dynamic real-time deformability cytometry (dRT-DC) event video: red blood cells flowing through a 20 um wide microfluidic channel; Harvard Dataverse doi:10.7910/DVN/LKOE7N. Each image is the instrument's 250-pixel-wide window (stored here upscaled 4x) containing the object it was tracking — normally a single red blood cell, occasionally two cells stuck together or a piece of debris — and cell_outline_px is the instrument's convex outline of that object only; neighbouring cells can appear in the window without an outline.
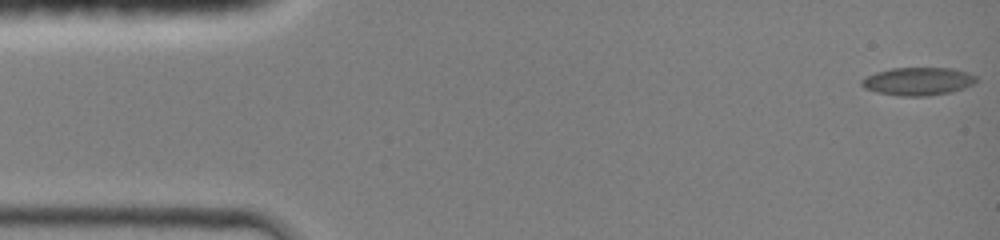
{"species": "common noctule bat (a hibernating species)", "species_latin": "Nyctalus noctula", "temperature_condition": "room temperature", "stored_images_in_passage": 13, "camera_frame_rate_fps": 3000, "um_per_image_px": 0.085, "animal": {"sex": "female", "body_mass_g": 19.0, "forearm_length_mm": 51.5}, "frame": {"image": 1, "passage_image": 1, "time_ms": 0.0, "image_size_px": [1000, 240], "cell_outline_px": [[976, 84], [952, 92], [928, 96], [900, 96], [876, 92], [864, 88], [860, 84], [860, 80], [876, 72], [892, 68], [948, 68], [964, 72], [976, 76]], "centroid_in_image_um": [78.02, 6.92], "position_along_channel_um": 7.0, "area_um2": 18.67}}
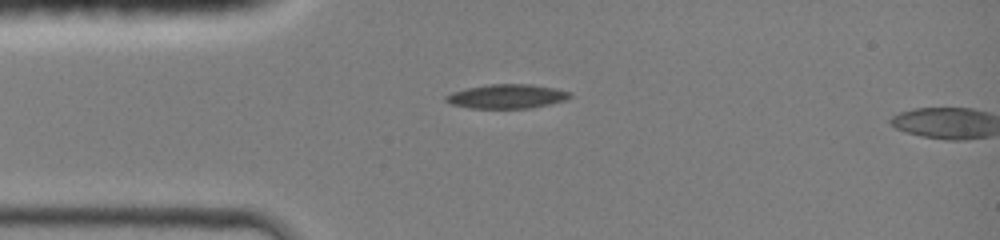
{"frame": {"image": 2, "passage_image": 11, "time_ms": 3.333, "image_size_px": [1000, 240], "cell_outline_px": [[572, 96], [564, 100], [532, 108], [472, 108], [452, 104], [444, 100], [444, 96], [452, 92], [468, 88], [492, 84], [532, 84], [556, 88], [572, 92]], "centroid_in_image_um": [43.11, 8.18], "position_along_channel_um": 41.9, "area_um2": 17.4}}